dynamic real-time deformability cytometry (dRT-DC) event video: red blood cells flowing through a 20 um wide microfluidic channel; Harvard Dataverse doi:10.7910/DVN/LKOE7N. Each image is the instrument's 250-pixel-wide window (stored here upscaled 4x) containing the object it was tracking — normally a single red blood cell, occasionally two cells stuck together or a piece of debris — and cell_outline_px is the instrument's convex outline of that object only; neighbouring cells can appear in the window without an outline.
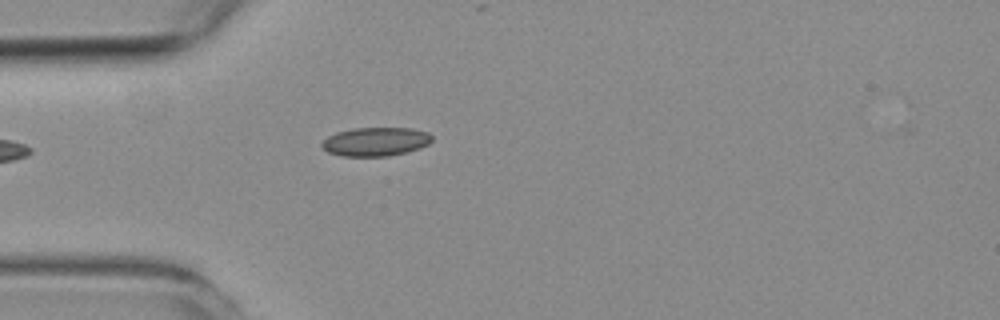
{"species": "common noctule bat (a hibernating species)", "species_latin": "Nyctalus noctula", "temperature_condition": "room temperature", "stored_images_in_passage": 26, "camera_frame_rate_fps": 3000, "um_per_image_px": 0.085, "animal": {"sex": "female", "body_mass_g": 19.3, "forearm_length_mm": 54.1}, "frame": {"image": 1, "passage_image": 1, "time_ms": 0.0, "image_size_px": [1000, 320], "cell_outline_px": [[432, 140], [428, 144], [420, 148], [388, 156], [344, 156], [328, 152], [320, 144], [328, 136], [336, 132], [352, 128], [412, 128], [428, 132], [432, 136]], "centroid_in_image_um": [31.93, 12.03], "position_along_channel_um": 53.1, "area_um2": 18.38}}
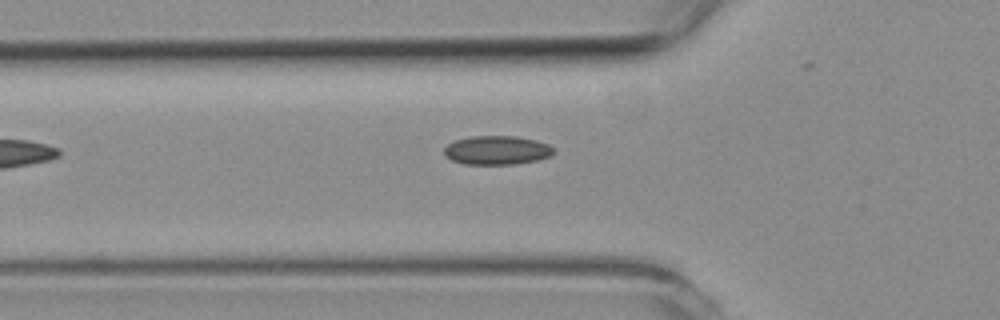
{"frame": {"image": 2, "passage_image": 4, "time_ms": 1.0, "image_size_px": [1000, 320], "cell_outline_px": [[552, 152], [548, 156], [536, 160], [516, 164], [464, 164], [452, 160], [444, 156], [444, 148], [448, 144], [456, 140], [472, 136], [516, 136], [536, 140], [548, 144], [552, 148]], "centroid_in_image_um": [42.19, 12.77], "position_along_channel_um": 83.6, "area_um2": 18.26}}
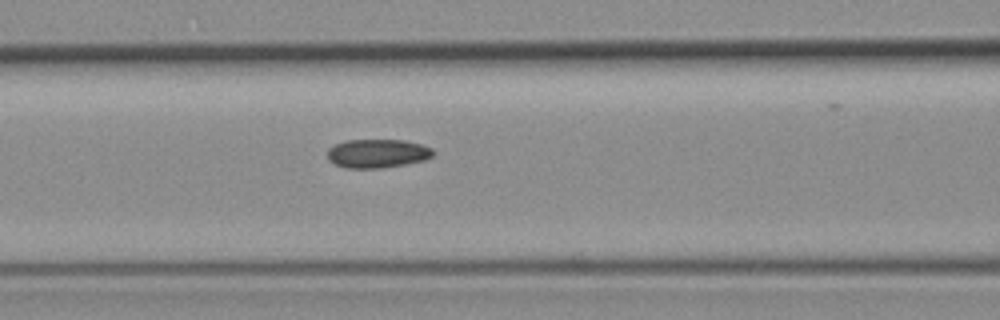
{"frame": {"image": 3, "passage_image": 8, "time_ms": 2.333, "image_size_px": [1000, 320], "cell_outline_px": [[432, 156], [424, 160], [404, 164], [380, 168], [344, 168], [328, 160], [328, 148], [344, 140], [404, 140], [420, 144], [432, 148]], "centroid_in_image_um": [32.04, 13.04], "position_along_channel_um": 134.6, "area_um2": 17.57}}